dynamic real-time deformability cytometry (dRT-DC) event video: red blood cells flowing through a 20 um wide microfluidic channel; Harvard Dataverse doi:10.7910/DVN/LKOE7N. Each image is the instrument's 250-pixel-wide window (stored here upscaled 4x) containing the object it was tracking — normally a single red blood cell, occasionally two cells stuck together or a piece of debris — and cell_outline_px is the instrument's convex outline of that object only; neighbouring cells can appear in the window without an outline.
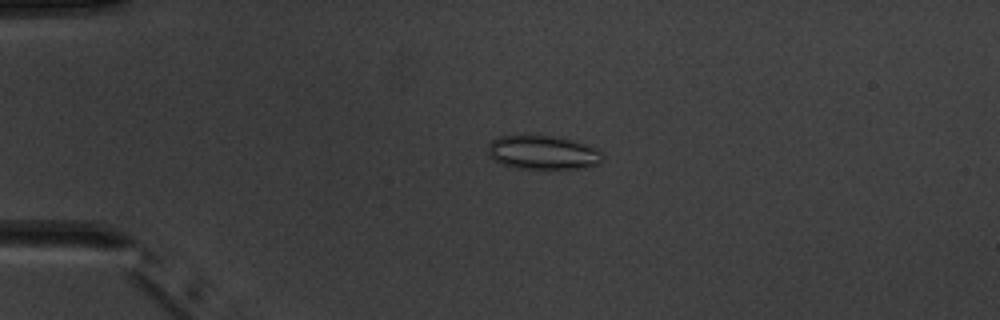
{"species": "common noctule bat (a hibernating species)", "species_latin": "Nyctalus noctula", "temperature_condition": "warm", "stored_images_in_passage": 4, "camera_frame_rate_fps": 3000, "um_per_image_px": 0.085, "animal": {"sex": "male", "body_mass_g": 20.1, "forearm_length_mm": 53.5}, "frame": {"image": 1, "passage_image": 3, "time_ms": 3.333, "image_size_px": [1000, 320], "cell_outline_px": [[604, 156], [596, 164], [584, 168], [516, 168], [500, 164], [488, 156], [488, 144], [492, 140], [500, 136], [524, 132], [552, 136], [572, 140], [588, 144], [604, 152]], "centroid_in_image_um": [46.09, 12.91], "position_along_channel_um": 38.9, "area_um2": 23.35}}